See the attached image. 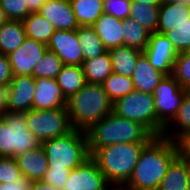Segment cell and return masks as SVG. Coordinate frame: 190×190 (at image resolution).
Returning <instances> with one entry per match:
<instances>
[{
  "mask_svg": "<svg viewBox=\"0 0 190 190\" xmlns=\"http://www.w3.org/2000/svg\"><path fill=\"white\" fill-rule=\"evenodd\" d=\"M181 143L155 136L142 150L129 181V190H157L171 162L179 155Z\"/></svg>",
  "mask_w": 190,
  "mask_h": 190,
  "instance_id": "obj_1",
  "label": "cell"
},
{
  "mask_svg": "<svg viewBox=\"0 0 190 190\" xmlns=\"http://www.w3.org/2000/svg\"><path fill=\"white\" fill-rule=\"evenodd\" d=\"M66 107L72 128L86 132L112 112L113 102L102 84L86 82L67 99Z\"/></svg>",
  "mask_w": 190,
  "mask_h": 190,
  "instance_id": "obj_2",
  "label": "cell"
},
{
  "mask_svg": "<svg viewBox=\"0 0 190 190\" xmlns=\"http://www.w3.org/2000/svg\"><path fill=\"white\" fill-rule=\"evenodd\" d=\"M89 150L121 143H149L155 136L141 123L111 112L86 131Z\"/></svg>",
  "mask_w": 190,
  "mask_h": 190,
  "instance_id": "obj_3",
  "label": "cell"
},
{
  "mask_svg": "<svg viewBox=\"0 0 190 190\" xmlns=\"http://www.w3.org/2000/svg\"><path fill=\"white\" fill-rule=\"evenodd\" d=\"M147 144H113L98 150H89V152L112 186H124L129 181L141 152Z\"/></svg>",
  "mask_w": 190,
  "mask_h": 190,
  "instance_id": "obj_4",
  "label": "cell"
},
{
  "mask_svg": "<svg viewBox=\"0 0 190 190\" xmlns=\"http://www.w3.org/2000/svg\"><path fill=\"white\" fill-rule=\"evenodd\" d=\"M48 168L74 169L91 157L86 132L72 129L67 134L41 143Z\"/></svg>",
  "mask_w": 190,
  "mask_h": 190,
  "instance_id": "obj_5",
  "label": "cell"
},
{
  "mask_svg": "<svg viewBox=\"0 0 190 190\" xmlns=\"http://www.w3.org/2000/svg\"><path fill=\"white\" fill-rule=\"evenodd\" d=\"M40 145L28 129L25 113L4 112L0 118V157H16Z\"/></svg>",
  "mask_w": 190,
  "mask_h": 190,
  "instance_id": "obj_6",
  "label": "cell"
},
{
  "mask_svg": "<svg viewBox=\"0 0 190 190\" xmlns=\"http://www.w3.org/2000/svg\"><path fill=\"white\" fill-rule=\"evenodd\" d=\"M186 91L172 75L165 76L154 89L156 136H162L165 127L177 115Z\"/></svg>",
  "mask_w": 190,
  "mask_h": 190,
  "instance_id": "obj_7",
  "label": "cell"
},
{
  "mask_svg": "<svg viewBox=\"0 0 190 190\" xmlns=\"http://www.w3.org/2000/svg\"><path fill=\"white\" fill-rule=\"evenodd\" d=\"M28 129L40 143L70 132L71 126L67 107L49 110L31 109L25 113Z\"/></svg>",
  "mask_w": 190,
  "mask_h": 190,
  "instance_id": "obj_8",
  "label": "cell"
},
{
  "mask_svg": "<svg viewBox=\"0 0 190 190\" xmlns=\"http://www.w3.org/2000/svg\"><path fill=\"white\" fill-rule=\"evenodd\" d=\"M113 113L141 123L156 136V109L152 94L132 91L113 103Z\"/></svg>",
  "mask_w": 190,
  "mask_h": 190,
  "instance_id": "obj_9",
  "label": "cell"
},
{
  "mask_svg": "<svg viewBox=\"0 0 190 190\" xmlns=\"http://www.w3.org/2000/svg\"><path fill=\"white\" fill-rule=\"evenodd\" d=\"M66 182L65 190H109L112 187L91 157L72 169Z\"/></svg>",
  "mask_w": 190,
  "mask_h": 190,
  "instance_id": "obj_10",
  "label": "cell"
},
{
  "mask_svg": "<svg viewBox=\"0 0 190 190\" xmlns=\"http://www.w3.org/2000/svg\"><path fill=\"white\" fill-rule=\"evenodd\" d=\"M143 53L150 64L165 76L172 75L173 65L178 53L169 39L161 33H150L147 47Z\"/></svg>",
  "mask_w": 190,
  "mask_h": 190,
  "instance_id": "obj_11",
  "label": "cell"
},
{
  "mask_svg": "<svg viewBox=\"0 0 190 190\" xmlns=\"http://www.w3.org/2000/svg\"><path fill=\"white\" fill-rule=\"evenodd\" d=\"M47 45L26 37L23 44L8 54L14 76H33L35 64L41 60L47 51Z\"/></svg>",
  "mask_w": 190,
  "mask_h": 190,
  "instance_id": "obj_12",
  "label": "cell"
},
{
  "mask_svg": "<svg viewBox=\"0 0 190 190\" xmlns=\"http://www.w3.org/2000/svg\"><path fill=\"white\" fill-rule=\"evenodd\" d=\"M35 91L36 85L33 76H13L8 87L6 111L26 113L33 109Z\"/></svg>",
  "mask_w": 190,
  "mask_h": 190,
  "instance_id": "obj_13",
  "label": "cell"
},
{
  "mask_svg": "<svg viewBox=\"0 0 190 190\" xmlns=\"http://www.w3.org/2000/svg\"><path fill=\"white\" fill-rule=\"evenodd\" d=\"M47 49L56 53L64 65L81 66L84 62L76 30H55Z\"/></svg>",
  "mask_w": 190,
  "mask_h": 190,
  "instance_id": "obj_14",
  "label": "cell"
},
{
  "mask_svg": "<svg viewBox=\"0 0 190 190\" xmlns=\"http://www.w3.org/2000/svg\"><path fill=\"white\" fill-rule=\"evenodd\" d=\"M36 91L33 100V109L49 110L66 107L67 100L61 92L56 79H35Z\"/></svg>",
  "mask_w": 190,
  "mask_h": 190,
  "instance_id": "obj_15",
  "label": "cell"
},
{
  "mask_svg": "<svg viewBox=\"0 0 190 190\" xmlns=\"http://www.w3.org/2000/svg\"><path fill=\"white\" fill-rule=\"evenodd\" d=\"M38 13L50 21L55 30H76L79 28L69 0H48Z\"/></svg>",
  "mask_w": 190,
  "mask_h": 190,
  "instance_id": "obj_16",
  "label": "cell"
},
{
  "mask_svg": "<svg viewBox=\"0 0 190 190\" xmlns=\"http://www.w3.org/2000/svg\"><path fill=\"white\" fill-rule=\"evenodd\" d=\"M122 24L123 20L104 12L92 27L105 48L110 50L124 45Z\"/></svg>",
  "mask_w": 190,
  "mask_h": 190,
  "instance_id": "obj_17",
  "label": "cell"
},
{
  "mask_svg": "<svg viewBox=\"0 0 190 190\" xmlns=\"http://www.w3.org/2000/svg\"><path fill=\"white\" fill-rule=\"evenodd\" d=\"M15 158L22 176L33 181L42 180L48 169V161L42 145L23 154H19Z\"/></svg>",
  "mask_w": 190,
  "mask_h": 190,
  "instance_id": "obj_18",
  "label": "cell"
},
{
  "mask_svg": "<svg viewBox=\"0 0 190 190\" xmlns=\"http://www.w3.org/2000/svg\"><path fill=\"white\" fill-rule=\"evenodd\" d=\"M165 75L156 70L149 62L148 58L142 53L132 74V81L136 91L152 94L154 89Z\"/></svg>",
  "mask_w": 190,
  "mask_h": 190,
  "instance_id": "obj_19",
  "label": "cell"
},
{
  "mask_svg": "<svg viewBox=\"0 0 190 190\" xmlns=\"http://www.w3.org/2000/svg\"><path fill=\"white\" fill-rule=\"evenodd\" d=\"M190 135V90L186 91L177 115L165 127L162 134L174 142L181 143Z\"/></svg>",
  "mask_w": 190,
  "mask_h": 190,
  "instance_id": "obj_20",
  "label": "cell"
},
{
  "mask_svg": "<svg viewBox=\"0 0 190 190\" xmlns=\"http://www.w3.org/2000/svg\"><path fill=\"white\" fill-rule=\"evenodd\" d=\"M157 190H190L185 165V150L182 147L179 155L169 165Z\"/></svg>",
  "mask_w": 190,
  "mask_h": 190,
  "instance_id": "obj_21",
  "label": "cell"
},
{
  "mask_svg": "<svg viewBox=\"0 0 190 190\" xmlns=\"http://www.w3.org/2000/svg\"><path fill=\"white\" fill-rule=\"evenodd\" d=\"M182 22H190V6L183 3H165L160 6L158 33L171 31Z\"/></svg>",
  "mask_w": 190,
  "mask_h": 190,
  "instance_id": "obj_22",
  "label": "cell"
},
{
  "mask_svg": "<svg viewBox=\"0 0 190 190\" xmlns=\"http://www.w3.org/2000/svg\"><path fill=\"white\" fill-rule=\"evenodd\" d=\"M108 52L111 57L113 72L127 77H132L137 60L143 53L125 45L110 49Z\"/></svg>",
  "mask_w": 190,
  "mask_h": 190,
  "instance_id": "obj_23",
  "label": "cell"
},
{
  "mask_svg": "<svg viewBox=\"0 0 190 190\" xmlns=\"http://www.w3.org/2000/svg\"><path fill=\"white\" fill-rule=\"evenodd\" d=\"M26 38L22 21L7 20L0 26V53L8 55L19 48Z\"/></svg>",
  "mask_w": 190,
  "mask_h": 190,
  "instance_id": "obj_24",
  "label": "cell"
},
{
  "mask_svg": "<svg viewBox=\"0 0 190 190\" xmlns=\"http://www.w3.org/2000/svg\"><path fill=\"white\" fill-rule=\"evenodd\" d=\"M81 67L88 83L102 84L113 72L108 51L96 58L85 60Z\"/></svg>",
  "mask_w": 190,
  "mask_h": 190,
  "instance_id": "obj_25",
  "label": "cell"
},
{
  "mask_svg": "<svg viewBox=\"0 0 190 190\" xmlns=\"http://www.w3.org/2000/svg\"><path fill=\"white\" fill-rule=\"evenodd\" d=\"M56 80L66 100L76 94L86 83L82 67L76 65H64Z\"/></svg>",
  "mask_w": 190,
  "mask_h": 190,
  "instance_id": "obj_26",
  "label": "cell"
},
{
  "mask_svg": "<svg viewBox=\"0 0 190 190\" xmlns=\"http://www.w3.org/2000/svg\"><path fill=\"white\" fill-rule=\"evenodd\" d=\"M26 37L47 45L55 28L40 13H30L23 21Z\"/></svg>",
  "mask_w": 190,
  "mask_h": 190,
  "instance_id": "obj_27",
  "label": "cell"
},
{
  "mask_svg": "<svg viewBox=\"0 0 190 190\" xmlns=\"http://www.w3.org/2000/svg\"><path fill=\"white\" fill-rule=\"evenodd\" d=\"M79 26H92L104 13V0H69Z\"/></svg>",
  "mask_w": 190,
  "mask_h": 190,
  "instance_id": "obj_28",
  "label": "cell"
},
{
  "mask_svg": "<svg viewBox=\"0 0 190 190\" xmlns=\"http://www.w3.org/2000/svg\"><path fill=\"white\" fill-rule=\"evenodd\" d=\"M77 36L84 61L96 58L108 51L92 26H79Z\"/></svg>",
  "mask_w": 190,
  "mask_h": 190,
  "instance_id": "obj_29",
  "label": "cell"
},
{
  "mask_svg": "<svg viewBox=\"0 0 190 190\" xmlns=\"http://www.w3.org/2000/svg\"><path fill=\"white\" fill-rule=\"evenodd\" d=\"M160 6L131 2L129 18L142 25L150 33L157 32Z\"/></svg>",
  "mask_w": 190,
  "mask_h": 190,
  "instance_id": "obj_30",
  "label": "cell"
},
{
  "mask_svg": "<svg viewBox=\"0 0 190 190\" xmlns=\"http://www.w3.org/2000/svg\"><path fill=\"white\" fill-rule=\"evenodd\" d=\"M122 29L124 45L143 52L148 45L150 32L129 17L123 20Z\"/></svg>",
  "mask_w": 190,
  "mask_h": 190,
  "instance_id": "obj_31",
  "label": "cell"
},
{
  "mask_svg": "<svg viewBox=\"0 0 190 190\" xmlns=\"http://www.w3.org/2000/svg\"><path fill=\"white\" fill-rule=\"evenodd\" d=\"M102 86L113 103L135 90L131 77L114 72L102 83Z\"/></svg>",
  "mask_w": 190,
  "mask_h": 190,
  "instance_id": "obj_32",
  "label": "cell"
},
{
  "mask_svg": "<svg viewBox=\"0 0 190 190\" xmlns=\"http://www.w3.org/2000/svg\"><path fill=\"white\" fill-rule=\"evenodd\" d=\"M64 66L62 60L56 53L47 50L44 56L38 61L33 69V77L56 79L62 67Z\"/></svg>",
  "mask_w": 190,
  "mask_h": 190,
  "instance_id": "obj_33",
  "label": "cell"
},
{
  "mask_svg": "<svg viewBox=\"0 0 190 190\" xmlns=\"http://www.w3.org/2000/svg\"><path fill=\"white\" fill-rule=\"evenodd\" d=\"M164 35L172 43L178 54L190 51V22L177 24L174 29L165 32Z\"/></svg>",
  "mask_w": 190,
  "mask_h": 190,
  "instance_id": "obj_34",
  "label": "cell"
},
{
  "mask_svg": "<svg viewBox=\"0 0 190 190\" xmlns=\"http://www.w3.org/2000/svg\"><path fill=\"white\" fill-rule=\"evenodd\" d=\"M172 76L183 89L190 90V51L177 55L173 65Z\"/></svg>",
  "mask_w": 190,
  "mask_h": 190,
  "instance_id": "obj_35",
  "label": "cell"
},
{
  "mask_svg": "<svg viewBox=\"0 0 190 190\" xmlns=\"http://www.w3.org/2000/svg\"><path fill=\"white\" fill-rule=\"evenodd\" d=\"M0 6L8 20L23 21L30 14L26 0H0Z\"/></svg>",
  "mask_w": 190,
  "mask_h": 190,
  "instance_id": "obj_36",
  "label": "cell"
},
{
  "mask_svg": "<svg viewBox=\"0 0 190 190\" xmlns=\"http://www.w3.org/2000/svg\"><path fill=\"white\" fill-rule=\"evenodd\" d=\"M21 176L15 157H0V183H12Z\"/></svg>",
  "mask_w": 190,
  "mask_h": 190,
  "instance_id": "obj_37",
  "label": "cell"
},
{
  "mask_svg": "<svg viewBox=\"0 0 190 190\" xmlns=\"http://www.w3.org/2000/svg\"><path fill=\"white\" fill-rule=\"evenodd\" d=\"M70 171L66 168H48L41 181L56 187L58 190H65Z\"/></svg>",
  "mask_w": 190,
  "mask_h": 190,
  "instance_id": "obj_38",
  "label": "cell"
},
{
  "mask_svg": "<svg viewBox=\"0 0 190 190\" xmlns=\"http://www.w3.org/2000/svg\"><path fill=\"white\" fill-rule=\"evenodd\" d=\"M131 0H104V12L117 19L124 20L129 17Z\"/></svg>",
  "mask_w": 190,
  "mask_h": 190,
  "instance_id": "obj_39",
  "label": "cell"
},
{
  "mask_svg": "<svg viewBox=\"0 0 190 190\" xmlns=\"http://www.w3.org/2000/svg\"><path fill=\"white\" fill-rule=\"evenodd\" d=\"M13 76L8 55L0 53V85L9 86Z\"/></svg>",
  "mask_w": 190,
  "mask_h": 190,
  "instance_id": "obj_40",
  "label": "cell"
},
{
  "mask_svg": "<svg viewBox=\"0 0 190 190\" xmlns=\"http://www.w3.org/2000/svg\"><path fill=\"white\" fill-rule=\"evenodd\" d=\"M33 180L25 176L19 177L12 183H0V190H31Z\"/></svg>",
  "mask_w": 190,
  "mask_h": 190,
  "instance_id": "obj_41",
  "label": "cell"
},
{
  "mask_svg": "<svg viewBox=\"0 0 190 190\" xmlns=\"http://www.w3.org/2000/svg\"><path fill=\"white\" fill-rule=\"evenodd\" d=\"M8 87L0 85V118L6 111Z\"/></svg>",
  "mask_w": 190,
  "mask_h": 190,
  "instance_id": "obj_42",
  "label": "cell"
},
{
  "mask_svg": "<svg viewBox=\"0 0 190 190\" xmlns=\"http://www.w3.org/2000/svg\"><path fill=\"white\" fill-rule=\"evenodd\" d=\"M48 0H26L27 9L30 13L39 12L41 7L47 2Z\"/></svg>",
  "mask_w": 190,
  "mask_h": 190,
  "instance_id": "obj_43",
  "label": "cell"
},
{
  "mask_svg": "<svg viewBox=\"0 0 190 190\" xmlns=\"http://www.w3.org/2000/svg\"><path fill=\"white\" fill-rule=\"evenodd\" d=\"M31 190H58V189L42 181H33Z\"/></svg>",
  "mask_w": 190,
  "mask_h": 190,
  "instance_id": "obj_44",
  "label": "cell"
},
{
  "mask_svg": "<svg viewBox=\"0 0 190 190\" xmlns=\"http://www.w3.org/2000/svg\"><path fill=\"white\" fill-rule=\"evenodd\" d=\"M131 2H141L143 4H149L154 6L162 5V0H131Z\"/></svg>",
  "mask_w": 190,
  "mask_h": 190,
  "instance_id": "obj_45",
  "label": "cell"
},
{
  "mask_svg": "<svg viewBox=\"0 0 190 190\" xmlns=\"http://www.w3.org/2000/svg\"><path fill=\"white\" fill-rule=\"evenodd\" d=\"M181 147L190 155V135L181 142Z\"/></svg>",
  "mask_w": 190,
  "mask_h": 190,
  "instance_id": "obj_46",
  "label": "cell"
},
{
  "mask_svg": "<svg viewBox=\"0 0 190 190\" xmlns=\"http://www.w3.org/2000/svg\"><path fill=\"white\" fill-rule=\"evenodd\" d=\"M185 165L187 170V175L190 183V155L185 151Z\"/></svg>",
  "mask_w": 190,
  "mask_h": 190,
  "instance_id": "obj_47",
  "label": "cell"
},
{
  "mask_svg": "<svg viewBox=\"0 0 190 190\" xmlns=\"http://www.w3.org/2000/svg\"><path fill=\"white\" fill-rule=\"evenodd\" d=\"M165 3H183L190 6V0H162V4Z\"/></svg>",
  "mask_w": 190,
  "mask_h": 190,
  "instance_id": "obj_48",
  "label": "cell"
},
{
  "mask_svg": "<svg viewBox=\"0 0 190 190\" xmlns=\"http://www.w3.org/2000/svg\"><path fill=\"white\" fill-rule=\"evenodd\" d=\"M8 20V18L6 17V14L4 12V10L1 8L0 6V26L6 22Z\"/></svg>",
  "mask_w": 190,
  "mask_h": 190,
  "instance_id": "obj_49",
  "label": "cell"
},
{
  "mask_svg": "<svg viewBox=\"0 0 190 190\" xmlns=\"http://www.w3.org/2000/svg\"><path fill=\"white\" fill-rule=\"evenodd\" d=\"M109 190H129L124 186H112Z\"/></svg>",
  "mask_w": 190,
  "mask_h": 190,
  "instance_id": "obj_50",
  "label": "cell"
}]
</instances>
